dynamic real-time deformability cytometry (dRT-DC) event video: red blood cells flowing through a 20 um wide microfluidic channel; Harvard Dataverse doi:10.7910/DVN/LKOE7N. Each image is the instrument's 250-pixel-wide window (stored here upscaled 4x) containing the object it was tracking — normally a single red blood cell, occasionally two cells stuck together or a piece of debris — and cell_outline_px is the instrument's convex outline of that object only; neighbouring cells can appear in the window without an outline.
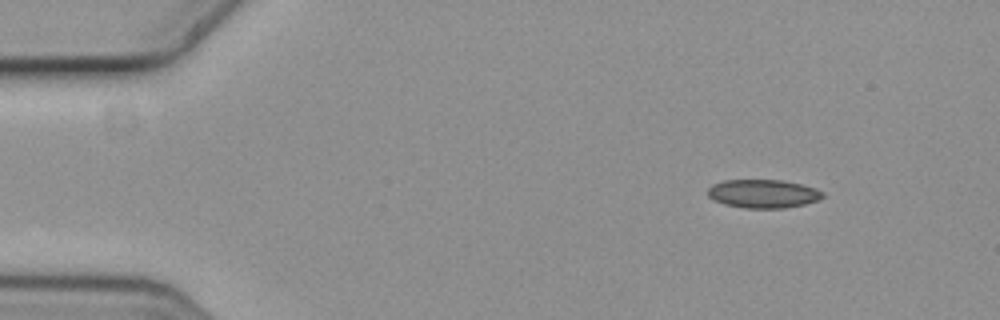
{"species": "common noctule bat (a hibernating species)", "species_latin": "Nyctalus noctula", "temperature_condition": "cold", "stored_images_in_passage": 6, "camera_frame_rate_fps": 3000, "um_per_image_px": 0.085, "animal": {"sex": "female", "body_mass_g": 19.3, "forearm_length_mm": 54.1}, "frame": {"image": 1, "passage_image": 2, "time_ms": 0.333, "image_size_px": [1000, 320], "cell_outline_px": [[824, 196], [816, 200], [804, 204], [784, 208], [744, 208], [724, 204], [708, 196], [708, 188], [712, 184], [724, 180], [780, 180], [800, 184], [816, 188], [824, 192]], "centroid_in_image_um": [64.86, 16.46], "position_along_channel_um": 20.1, "area_um2": 18.96}}
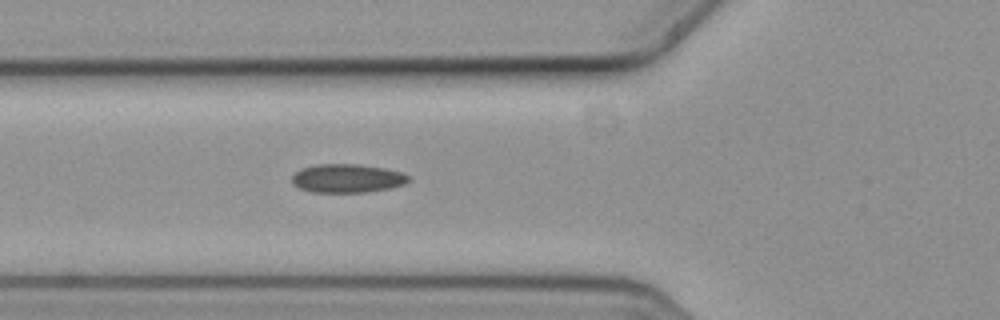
{"frame": {"image": 2, "passage_image": 6, "time_ms": 1.667, "image_size_px": [1000, 320], "cell_outline_px": [[412, 180], [404, 184], [392, 188], [368, 192], [312, 192], [300, 188], [292, 184], [292, 176], [300, 168], [316, 164], [360, 164], [384, 168], [404, 172], [412, 176]], "centroid_in_image_um": [29.57, 15.15], "position_along_channel_um": 96.2, "area_um2": 19.83}}